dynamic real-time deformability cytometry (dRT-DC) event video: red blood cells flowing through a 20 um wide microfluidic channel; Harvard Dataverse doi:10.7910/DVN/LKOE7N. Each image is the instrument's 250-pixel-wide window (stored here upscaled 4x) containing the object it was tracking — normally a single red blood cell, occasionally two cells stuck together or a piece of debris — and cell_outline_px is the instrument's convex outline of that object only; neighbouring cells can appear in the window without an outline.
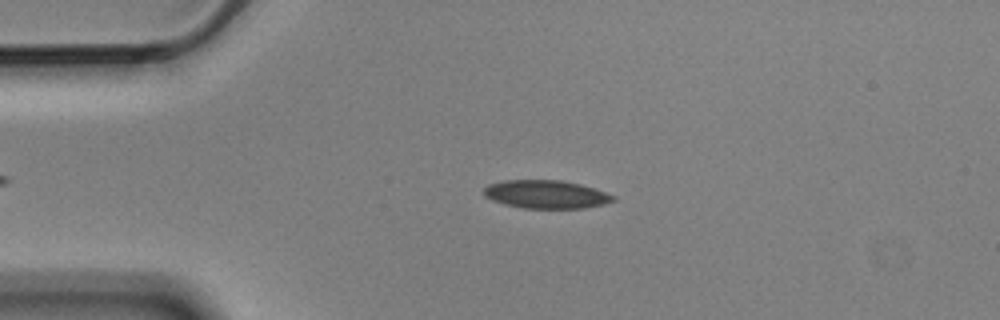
{"species": "Egyptian fruit bat (a non-hibernating species)", "species_latin": "Rousettus aegyptiacus", "temperature_condition": "cold", "stored_images_in_passage": 5, "camera_frame_rate_fps": 3000, "um_per_image_px": 0.085, "animal": {"sex": "male"}, "frame": {"image": 1, "passage_image": 3, "time_ms": 0.667, "image_size_px": [1000, 320], "cell_outline_px": [[616, 200], [604, 204], [584, 208], [524, 208], [504, 204], [492, 200], [484, 196], [484, 188], [488, 184], [504, 180], [560, 180], [580, 184], [616, 196]], "centroid_in_image_um": [46.4, 16.52], "position_along_channel_um": 38.6, "area_um2": 21.21}}
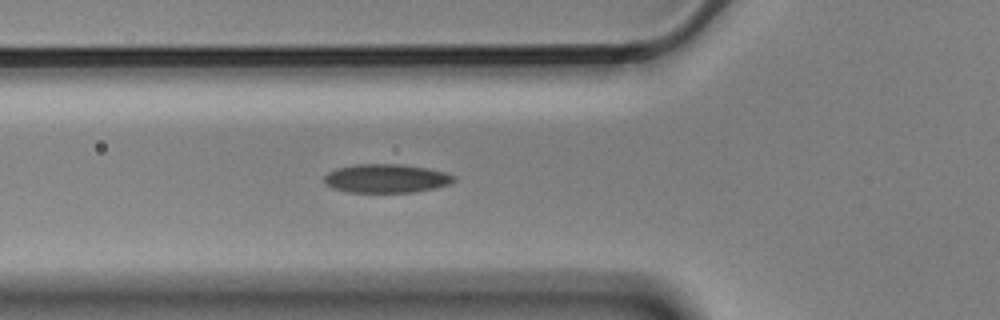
{"frame": {"image": 2, "passage_image": 5, "time_ms": 1.333, "image_size_px": [1000, 320], "cell_outline_px": [[456, 180], [448, 184], [436, 188], [416, 192], [348, 192], [332, 188], [324, 184], [324, 176], [328, 172], [336, 168], [356, 164], [400, 164], [428, 168], [444, 172], [456, 176]], "centroid_in_image_um": [32.82, 15.17], "position_along_channel_um": 93.0, "area_um2": 21.85}}